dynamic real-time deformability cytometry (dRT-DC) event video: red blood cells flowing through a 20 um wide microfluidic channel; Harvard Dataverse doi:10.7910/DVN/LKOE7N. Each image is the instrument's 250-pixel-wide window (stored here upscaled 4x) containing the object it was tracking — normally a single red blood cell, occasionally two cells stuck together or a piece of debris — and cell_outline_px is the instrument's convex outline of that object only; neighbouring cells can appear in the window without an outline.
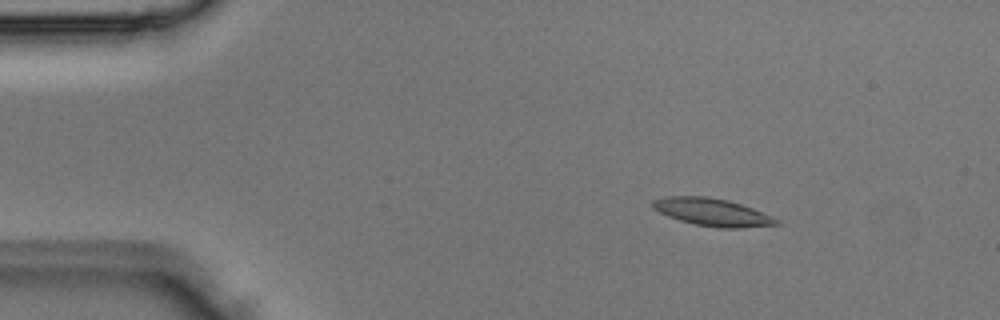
{"species": "Egyptian fruit bat (a non-hibernating species)", "species_latin": "Rousettus aegyptiacus", "temperature_condition": "room temperature", "stored_images_in_passage": 4, "segment_of_instrument_passage": [1, 2], "camera_frame_rate_fps": 3000, "um_per_image_px": 0.085, "animal": {"sex": "male"}, "frame": {"image": 1, "passage_image": 2, "time_ms": 0.333, "image_size_px": [1000, 320], "cell_outline_px": [[784, 224], [740, 228], [716, 228], [696, 224], [680, 220], [668, 216], [652, 208], [652, 200], [668, 196], [708, 196], [728, 200], [752, 208], [772, 216], [780, 220]], "centroid_in_image_um": [60.58, 18.04], "position_along_channel_um": 24.4, "area_um2": 19.94}}